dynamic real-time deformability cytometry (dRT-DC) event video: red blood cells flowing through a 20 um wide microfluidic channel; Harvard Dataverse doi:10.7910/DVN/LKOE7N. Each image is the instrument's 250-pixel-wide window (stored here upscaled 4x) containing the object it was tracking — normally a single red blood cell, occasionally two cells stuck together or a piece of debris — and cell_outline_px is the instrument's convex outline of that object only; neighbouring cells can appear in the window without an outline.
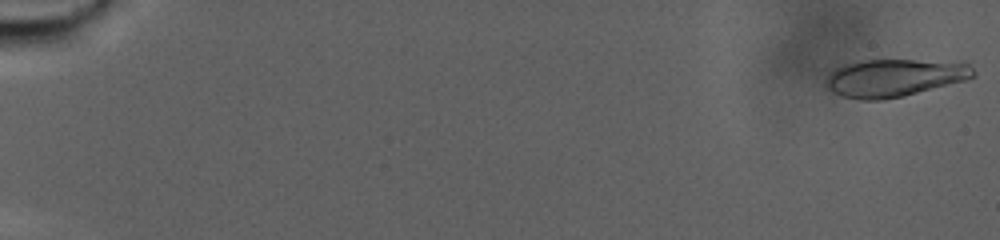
{"species": "human", "species_latin": "Homo sapiens", "temperature_condition": "warm", "stored_images_in_passage": 95, "camera_frame_rate_fps": 3000, "um_per_image_px": 0.085, "donor": {"sex": "male"}, "frame": {"image": 1, "passage_image": 1, "time_ms": 0.0, "image_size_px": [1000, 240], "cell_outline_px": [[976, 76], [964, 80], [904, 96], [884, 100], [860, 100], [840, 96], [828, 88], [828, 76], [836, 68], [844, 64], [856, 60], [916, 60], [968, 64], [976, 72]], "centroid_in_image_um": [75.99, 6.62], "position_along_channel_um": 9.0, "area_um2": 31.96}}
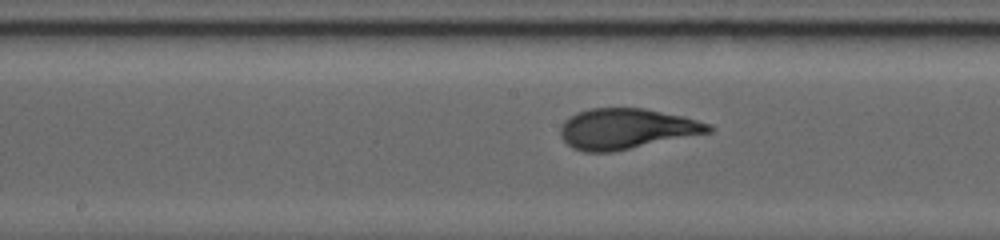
{"frame": {"image": 2, "passage_image": 53, "time_ms": 17.333, "image_size_px": [1000, 240], "cell_outline_px": [[716, 128], [712, 132], [612, 152], [584, 152], [572, 148], [560, 136], [560, 124], [564, 120], [576, 112], [588, 108], [644, 108], [684, 116], [712, 124]], "centroid_in_image_um": [53.25, 10.94], "position_along_channel_um": 194.9, "area_um2": 35.32}}
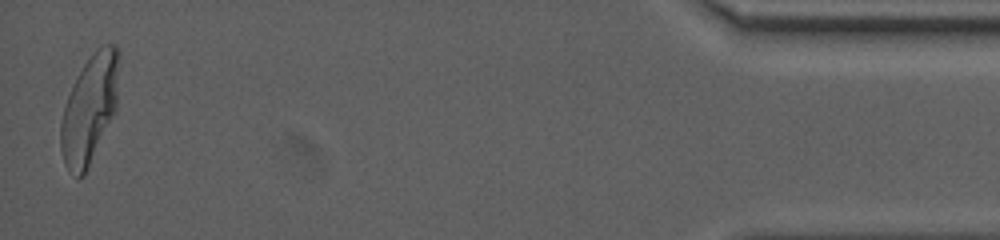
{"frame": {"image": 3, "passage_image": 94, "time_ms": 31.0, "image_size_px": [1000, 240], "cell_outline_px": [[120, 56], [116, 112], [84, 176], [76, 176], [68, 172], [64, 164], [60, 148], [60, 124], [64, 108], [68, 96], [84, 64], [96, 48], [100, 44], [116, 44], [120, 52]], "centroid_in_image_um": [7.64, 9.25], "position_along_channel_um": 427.6, "area_um2": 37.11}}